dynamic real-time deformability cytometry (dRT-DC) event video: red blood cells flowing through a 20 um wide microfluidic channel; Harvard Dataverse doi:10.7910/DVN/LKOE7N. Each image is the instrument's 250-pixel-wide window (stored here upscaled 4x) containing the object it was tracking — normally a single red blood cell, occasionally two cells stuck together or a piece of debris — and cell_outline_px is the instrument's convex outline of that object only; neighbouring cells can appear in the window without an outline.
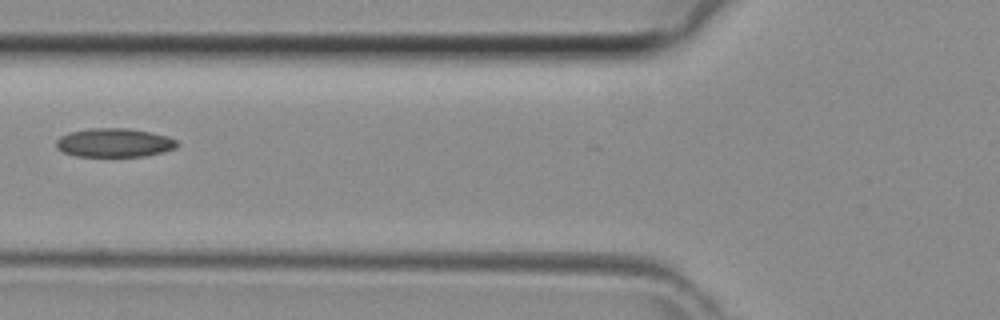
{"species": "common noctule bat (a hibernating species)", "species_latin": "Nyctalus noctula", "temperature_condition": "room temperature", "stored_images_in_passage": 24, "camera_frame_rate_fps": 3000, "um_per_image_px": 0.085, "animal": {"sex": "female", "body_mass_g": 29.2, "forearm_length_mm": 56.3}, "frame": {"image": 1, "passage_image": 4, "time_ms": 1.0, "image_size_px": [1000, 320], "cell_outline_px": [[176, 148], [164, 152], [144, 156], [76, 156], [64, 152], [56, 148], [56, 140], [60, 136], [68, 132], [88, 128], [128, 128], [168, 136], [176, 140]], "centroid_in_image_um": [9.68, 12.12], "position_along_channel_um": 116.1, "area_um2": 20.29}}
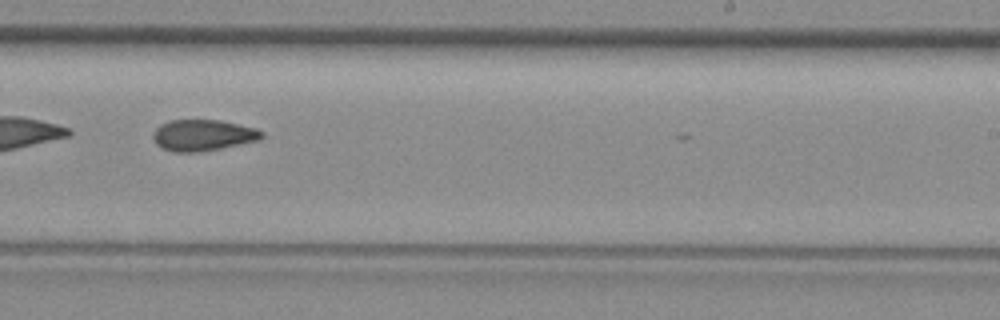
{"frame": {"image": 2, "passage_image": 14, "time_ms": 4.333, "image_size_px": [1000, 320], "cell_outline_px": [[264, 136], [260, 140], [220, 148], [196, 152], [172, 152], [160, 148], [156, 144], [152, 136], [152, 132], [160, 124], [168, 120], [220, 120], [256, 128], [264, 132]], "centroid_in_image_um": [17.22, 11.49], "position_along_channel_um": 271.8, "area_um2": 19.94}}
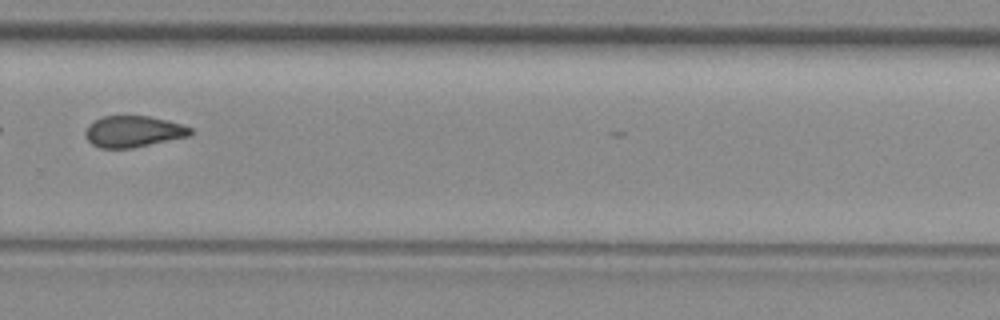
{"frame": {"image": 3, "passage_image": 17, "time_ms": 5.333, "image_size_px": [1000, 320], "cell_outline_px": [[192, 132], [188, 136], [132, 148], [100, 148], [92, 144], [88, 140], [84, 132], [88, 124], [104, 116], [148, 116], [180, 124], [192, 128]], "centroid_in_image_um": [11.29, 11.18], "position_along_channel_um": 318.5, "area_um2": 18.9}}